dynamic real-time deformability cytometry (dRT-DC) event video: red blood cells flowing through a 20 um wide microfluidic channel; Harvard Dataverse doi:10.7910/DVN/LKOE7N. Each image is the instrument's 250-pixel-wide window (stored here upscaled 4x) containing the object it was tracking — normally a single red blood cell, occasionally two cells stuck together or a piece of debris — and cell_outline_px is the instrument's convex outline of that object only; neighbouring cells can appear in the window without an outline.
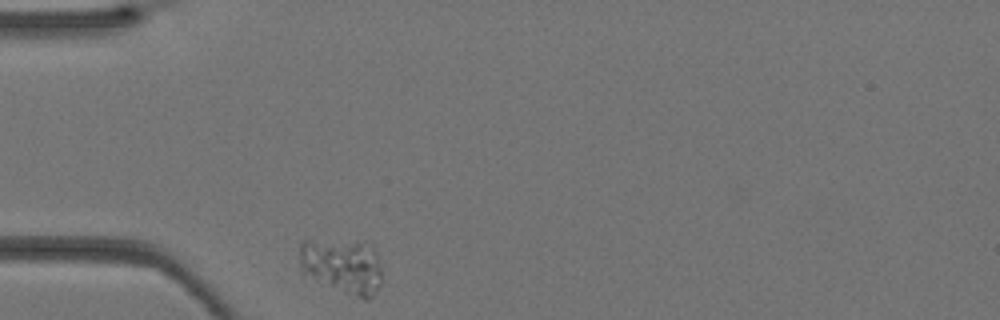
{"species": "Egyptian fruit bat (a non-hibernating species)", "species_latin": "Rousettus aegyptiacus", "temperature_condition": "warm", "stored_images_in_passage": 27, "camera_frame_rate_fps": 3000, "um_per_image_px": 0.085, "animal": {"sex": "female"}, "frame": {"image": 1, "passage_image": 1, "time_ms": 0.0, "image_size_px": [1000, 320], "cell_outline_px": [[380, 284], [372, 296], [368, 300], [364, 300], [344, 292], [316, 280], [300, 272], [300, 244], [304, 240], [372, 240], [376, 252], [380, 268]], "centroid_in_image_um": [29.12, 22.55], "position_along_channel_um": 55.9, "area_um2": 27.05}}
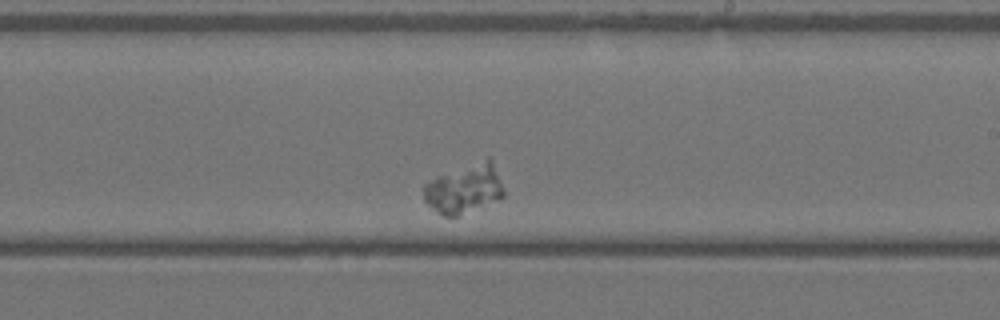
{"frame": {"image": 2, "passage_image": 16, "time_ms": 5.0, "image_size_px": [1000, 320], "cell_outline_px": [[504, 196], [456, 216], [444, 216], [428, 204], [424, 200], [424, 184], [436, 176], [488, 156], [492, 160], [504, 192]], "centroid_in_image_um": [39.45, 16.0], "position_along_channel_um": 249.6, "area_um2": 22.48}}
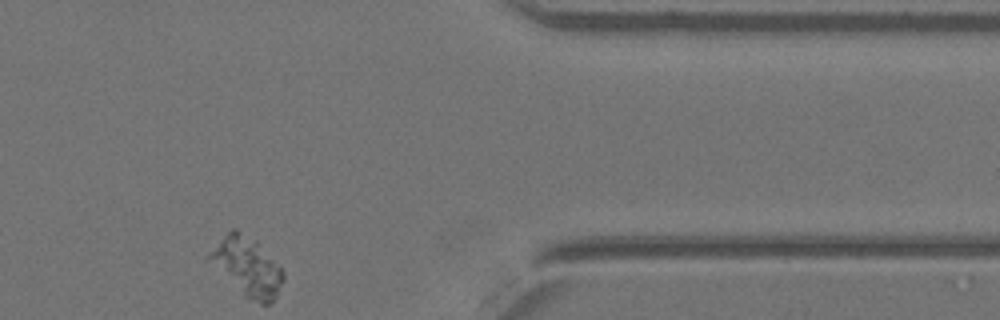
{"frame": {"image": 3, "passage_image": 27, "time_ms": 8.667, "image_size_px": [1000, 320], "cell_outline_px": [[284, 280], [276, 296], [268, 304], [260, 304], [244, 296], [204, 260], [204, 256], [232, 228], [236, 228], [256, 240], [280, 264], [284, 272]], "centroid_in_image_um": [20.98, 22.65], "position_along_channel_um": 390.4, "area_um2": 25.78}}